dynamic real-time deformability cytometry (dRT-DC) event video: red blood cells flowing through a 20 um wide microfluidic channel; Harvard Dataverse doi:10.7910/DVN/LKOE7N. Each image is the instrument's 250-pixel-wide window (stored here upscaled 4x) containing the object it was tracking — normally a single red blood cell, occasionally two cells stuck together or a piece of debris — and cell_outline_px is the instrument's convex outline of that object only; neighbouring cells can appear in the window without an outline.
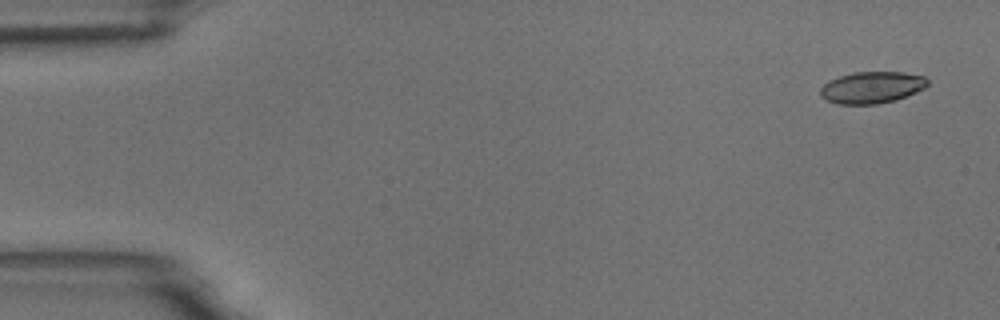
{"species": "common noctule bat (a hibernating species)", "species_latin": "Nyctalus noctula", "temperature_condition": "room temperature", "stored_images_in_passage": 5, "camera_frame_rate_fps": 3000, "um_per_image_px": 0.085, "animal": {"sex": "male", "body_mass_g": 18.8}, "frame": {"image": 1, "passage_image": 1, "time_ms": 0.0, "image_size_px": [1000, 320], "cell_outline_px": [[928, 84], [924, 88], [896, 100], [876, 104], [836, 104], [820, 96], [820, 88], [828, 80], [852, 72], [904, 72], [924, 76], [928, 80]], "centroid_in_image_um": [74.09, 7.43], "position_along_channel_um": 10.9, "area_um2": 19.83}}
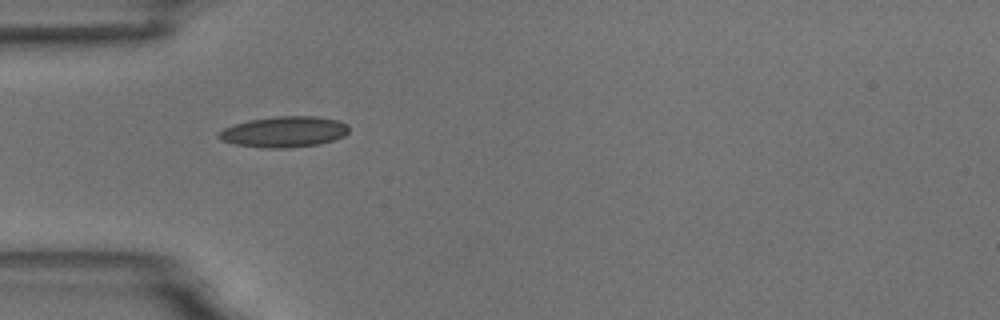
{"frame": {"image": 2, "passage_image": 5, "time_ms": 4.667, "image_size_px": [1000, 320], "cell_outline_px": [[348, 132], [344, 136], [320, 144], [288, 148], [260, 148], [236, 144], [220, 140], [216, 136], [224, 128], [248, 120], [276, 116], [316, 116], [336, 120], [348, 124]], "centroid_in_image_um": [24.14, 11.21], "position_along_channel_um": 60.9, "area_um2": 23.41}}